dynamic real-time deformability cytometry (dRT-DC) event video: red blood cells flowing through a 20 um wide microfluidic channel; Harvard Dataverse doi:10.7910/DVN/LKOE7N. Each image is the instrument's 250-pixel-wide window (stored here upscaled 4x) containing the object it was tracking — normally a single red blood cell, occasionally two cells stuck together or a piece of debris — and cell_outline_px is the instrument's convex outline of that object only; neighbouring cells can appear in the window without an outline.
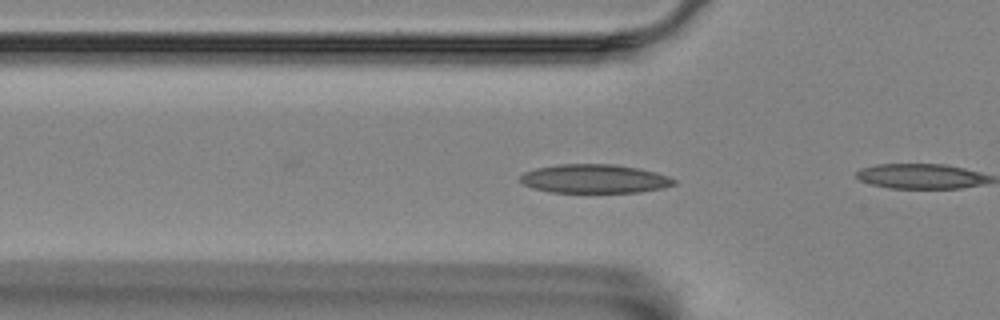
{"species": "Egyptian fruit bat (a non-hibernating species)", "species_latin": "Rousettus aegyptiacus", "temperature_condition": "room temperature", "stored_images_in_passage": 58, "camera_frame_rate_fps": 3000, "um_per_image_px": 0.085, "animal": {"sex": "female"}, "frame": {"image": 1, "passage_image": 18, "time_ms": 5.667, "image_size_px": [1000, 320], "cell_outline_px": [[676, 184], [664, 188], [640, 192], [548, 192], [532, 188], [524, 184], [520, 180], [520, 176], [524, 172], [536, 168], [560, 164], [612, 164], [640, 168], [656, 172], [668, 176], [676, 180]], "centroid_in_image_um": [50.55, 15.19], "position_along_channel_um": 75.3, "area_um2": 25.89}}
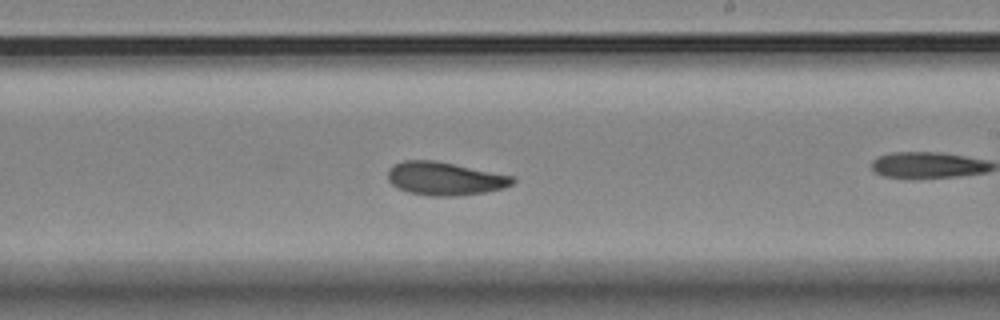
{"frame": {"image": 2, "passage_image": 33, "time_ms": 10.667, "image_size_px": [1000, 320], "cell_outline_px": [[516, 180], [512, 184], [504, 188], [484, 192], [456, 196], [432, 196], [408, 192], [396, 188], [388, 180], [388, 168], [392, 164], [404, 160], [436, 160], [516, 176]], "centroid_in_image_um": [37.81, 15.17], "position_along_channel_um": 251.2, "area_um2": 24.51}}
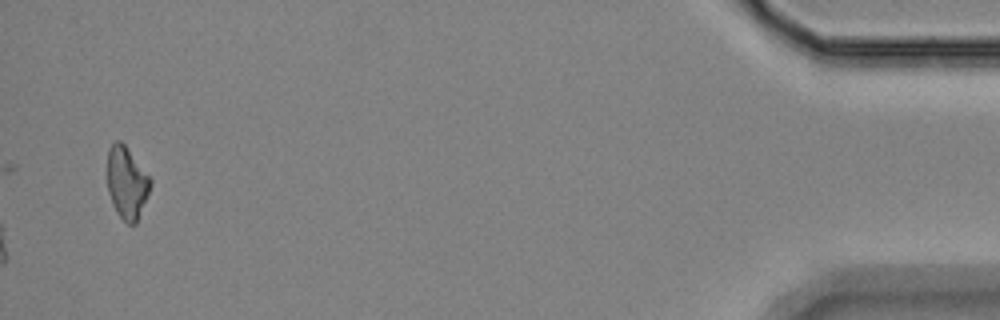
{"frame": {"image": 3, "passage_image": 58, "time_ms": 19.0, "image_size_px": [1000, 320], "cell_outline_px": [[152, 184], [136, 224], [128, 224], [116, 212], [112, 204], [108, 192], [108, 148], [116, 140], [120, 140], [124, 144], [152, 180]], "centroid_in_image_um": [10.77, 15.54], "position_along_channel_um": 424.4, "area_um2": 17.92}, "authors_computed_cell_mechanics": {"area_um2": 23.8714, "velocity_mm_per_s": 3.4995, "shape_relaxation_time_tau1_ms": 5.587, "shape_relaxation_time_tau2_ms": 3.6573, "deformation_change_tau1": 0.1456, "deformation_change_tau2": 0.0665}}